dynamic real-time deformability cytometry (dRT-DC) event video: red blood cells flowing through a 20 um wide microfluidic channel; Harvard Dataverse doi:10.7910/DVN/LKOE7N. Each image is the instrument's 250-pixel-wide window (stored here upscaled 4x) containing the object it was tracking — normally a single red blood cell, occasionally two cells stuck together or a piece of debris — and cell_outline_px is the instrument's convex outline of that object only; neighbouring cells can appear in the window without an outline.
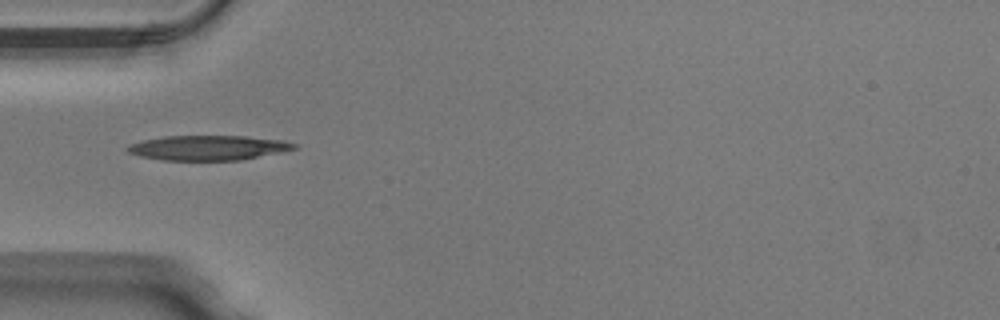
{"species": "Egyptian fruit bat (a non-hibernating species)", "species_latin": "Rousettus aegyptiacus", "temperature_condition": "warm", "stored_images_in_passage": 35, "camera_frame_rate_fps": 3000, "um_per_image_px": 0.085, "animal": {"sex": "male"}, "frame": {"image": 1, "passage_image": 1, "time_ms": 0.0, "image_size_px": [1000, 320], "cell_outline_px": [[300, 148], [240, 160], [164, 160], [140, 156], [128, 152], [124, 148], [128, 144], [144, 140], [164, 136], [244, 136], [284, 140], [296, 144]], "centroid_in_image_um": [17.69, 12.55], "position_along_channel_um": 67.3, "area_um2": 24.1}}
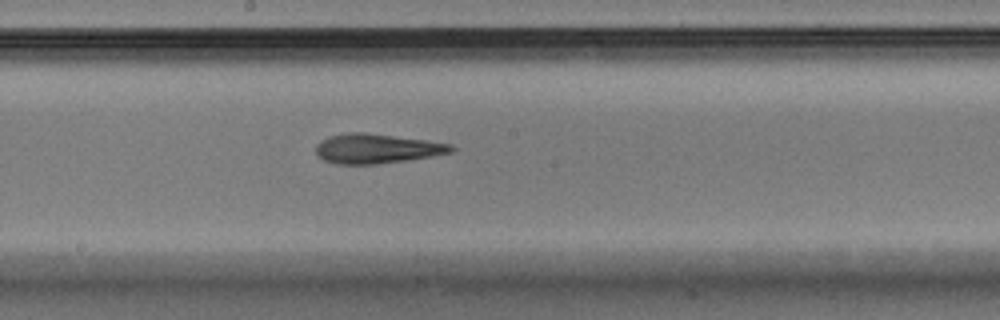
{"frame": {"image": 2, "passage_image": 12, "time_ms": 3.667, "image_size_px": [1000, 320], "cell_outline_px": [[456, 148], [452, 152], [432, 156], [408, 160], [376, 164], [336, 164], [324, 160], [316, 156], [316, 144], [320, 140], [328, 136], [348, 132], [360, 132], [424, 140], [452, 144]], "centroid_in_image_um": [31.98, 12.64], "position_along_channel_um": 216.2, "area_um2": 23.29}}
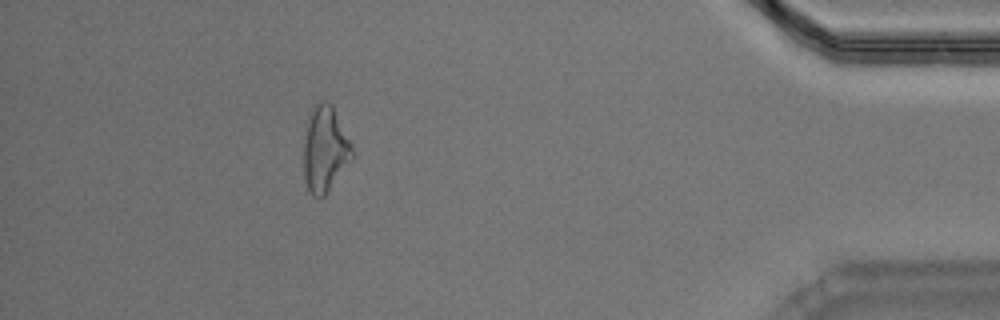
{"frame": {"image": 3, "passage_image": 30, "time_ms": 9.667, "image_size_px": [1000, 320], "cell_outline_px": [[352, 156], [324, 196], [312, 196], [304, 180], [304, 140], [308, 112], [312, 104], [320, 100], [328, 100], [332, 104], [352, 144]], "centroid_in_image_um": [27.58, 12.58], "position_along_channel_um": 407.6, "area_um2": 24.16}, "authors_computed_cell_mechanics": {"area_um2": 23.2934, "velocity_mm_per_s": 4.0492, "shape_relaxation_time_tau1_ms": null, "shape_relaxation_time_tau2_ms": 1.9282, "deformation_change_tau1": null, "deformation_change_tau2": 0.1334}}